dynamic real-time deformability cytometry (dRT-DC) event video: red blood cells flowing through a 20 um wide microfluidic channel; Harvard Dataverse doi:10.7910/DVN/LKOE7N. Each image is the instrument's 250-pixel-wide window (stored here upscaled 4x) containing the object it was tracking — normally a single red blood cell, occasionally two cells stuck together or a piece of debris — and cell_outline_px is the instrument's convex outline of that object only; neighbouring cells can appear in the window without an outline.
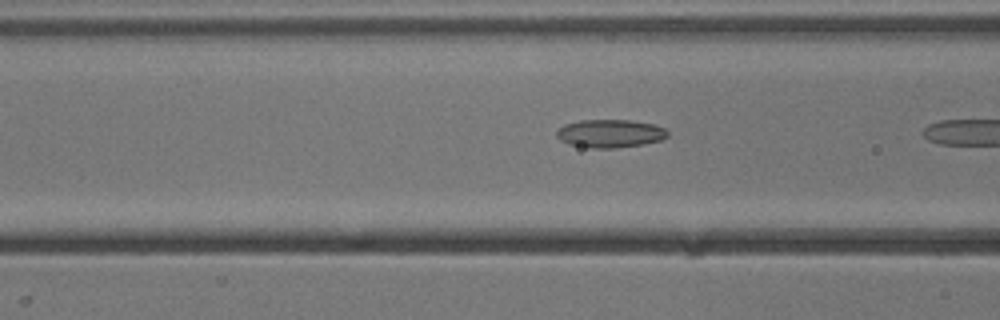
{"species": "common noctule bat (a hibernating species)", "species_latin": "Nyctalus noctula", "temperature_condition": "cold", "stored_images_in_passage": 6, "camera_frame_rate_fps": 3000, "um_per_image_px": 0.085, "animal": {"sex": "male", "body_mass_g": 13.3}, "frame": {"image": 1, "passage_image": 5, "time_ms": 1.333, "image_size_px": [1000, 320], "cell_outline_px": [[668, 136], [660, 140], [640, 144], [616, 148], [592, 148], [568, 144], [560, 140], [556, 136], [556, 132], [564, 124], [580, 120], [628, 120], [652, 124], [664, 128], [668, 132]], "centroid_in_image_um": [51.82, 11.34], "position_along_channel_um": 114.8, "area_um2": 18.03}}